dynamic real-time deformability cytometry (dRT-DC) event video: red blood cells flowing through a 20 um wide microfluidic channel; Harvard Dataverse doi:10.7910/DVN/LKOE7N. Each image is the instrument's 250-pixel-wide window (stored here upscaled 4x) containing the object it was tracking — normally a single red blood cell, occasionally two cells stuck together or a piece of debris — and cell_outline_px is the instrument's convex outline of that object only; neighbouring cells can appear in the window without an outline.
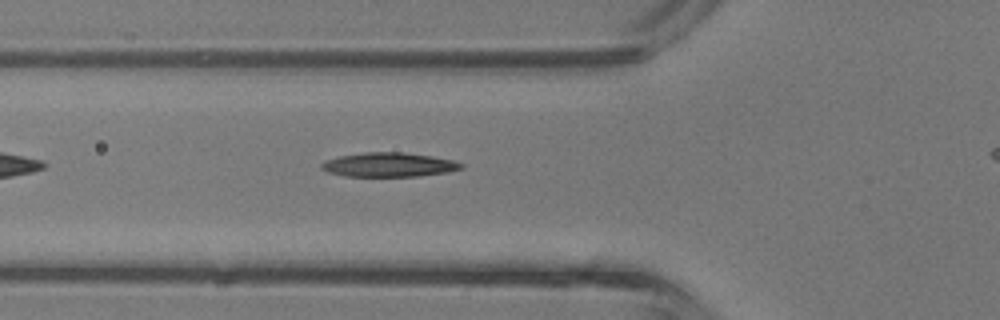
{"species": "common noctule bat (a hibernating species)", "species_latin": "Nyctalus noctula", "temperature_condition": "room temperature", "stored_images_in_passage": 24, "camera_frame_rate_fps": 3000, "um_per_image_px": 0.085, "animal": {"sex": "male", "body_mass_g": 13.3}, "frame": {"image": 1, "passage_image": 2, "time_ms": 0.333, "image_size_px": [1000, 320], "cell_outline_px": [[464, 168], [448, 172], [420, 176], [344, 176], [328, 172], [320, 168], [320, 164], [324, 160], [340, 156], [364, 152], [400, 152], [432, 156], [452, 160], [464, 164]], "centroid_in_image_um": [33.04, 14.0], "position_along_channel_um": 92.8, "area_um2": 19.77}}
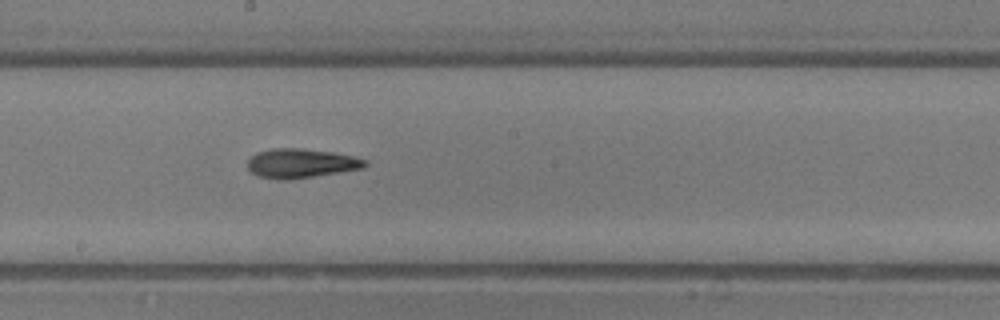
{"frame": {"image": 2, "passage_image": 10, "time_ms": 3.0, "image_size_px": [1000, 320], "cell_outline_px": [[368, 164], [364, 168], [340, 172], [288, 180], [280, 180], [256, 176], [248, 168], [248, 160], [256, 152], [272, 148], [300, 148], [332, 152], [352, 156], [368, 160]], "centroid_in_image_um": [25.58, 13.88], "position_along_channel_um": 222.6, "area_um2": 20.11}}
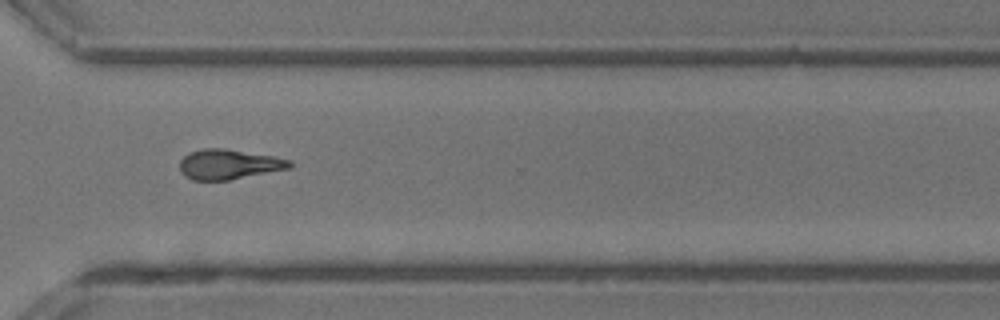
{"frame": {"image": 3, "passage_image": 18, "time_ms": 5.667, "image_size_px": [1000, 320], "cell_outline_px": [[292, 164], [288, 168], [228, 180], [192, 180], [184, 176], [180, 172], [180, 160], [188, 152], [204, 148], [224, 148], [272, 156], [292, 160]], "centroid_in_image_um": [19.39, 13.96], "position_along_channel_um": 351.2, "area_um2": 19.07}}